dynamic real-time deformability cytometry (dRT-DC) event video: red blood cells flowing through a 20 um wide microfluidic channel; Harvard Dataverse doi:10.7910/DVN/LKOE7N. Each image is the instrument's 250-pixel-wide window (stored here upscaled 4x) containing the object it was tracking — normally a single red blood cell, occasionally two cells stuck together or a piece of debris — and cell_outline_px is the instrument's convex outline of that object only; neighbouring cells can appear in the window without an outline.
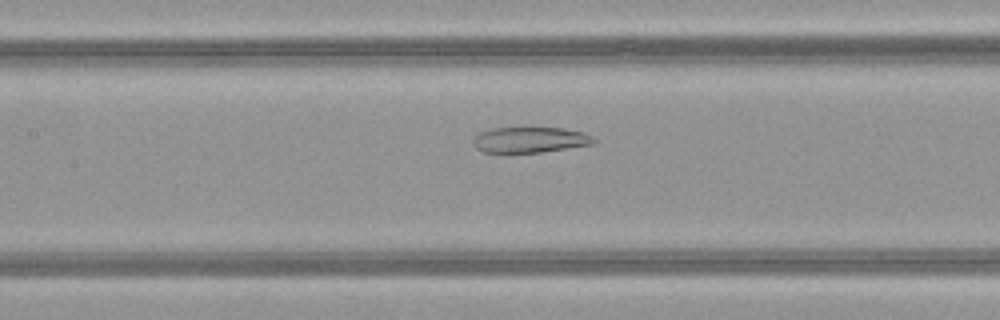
{"species": "common noctule bat (a hibernating species)", "species_latin": "Nyctalus noctula", "temperature_condition": "warm", "stored_images_in_passage": 46, "camera_frame_rate_fps": 3000, "um_per_image_px": 0.085, "animal": {"sex": "female", "body_mass_g": 21.9}, "frame": {"image": 1, "passage_image": 19, "time_ms": 6.0, "image_size_px": [1000, 320], "cell_outline_px": [[596, 144], [540, 152], [484, 152], [476, 148], [472, 144], [472, 140], [480, 132], [492, 128], [528, 124], [564, 128], [584, 132], [592, 136], [596, 140]], "centroid_in_image_um": [45.07, 11.82], "position_along_channel_um": 162.3, "area_um2": 19.07}}
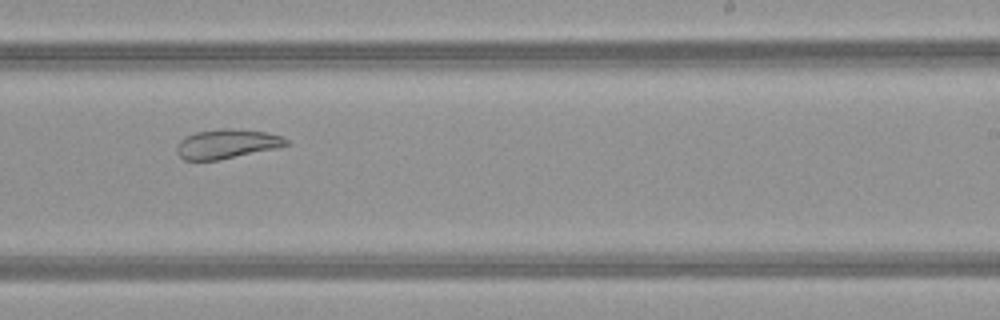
{"frame": {"image": 2, "passage_image": 27, "time_ms": 8.667, "image_size_px": [1000, 320], "cell_outline_px": [[288, 144], [276, 148], [220, 160], [184, 160], [176, 152], [176, 148], [180, 140], [184, 136], [196, 132], [220, 128], [232, 128], [264, 132], [280, 136], [288, 140]], "centroid_in_image_um": [19.23, 12.23], "position_along_channel_um": 269.8, "area_um2": 18.67}}
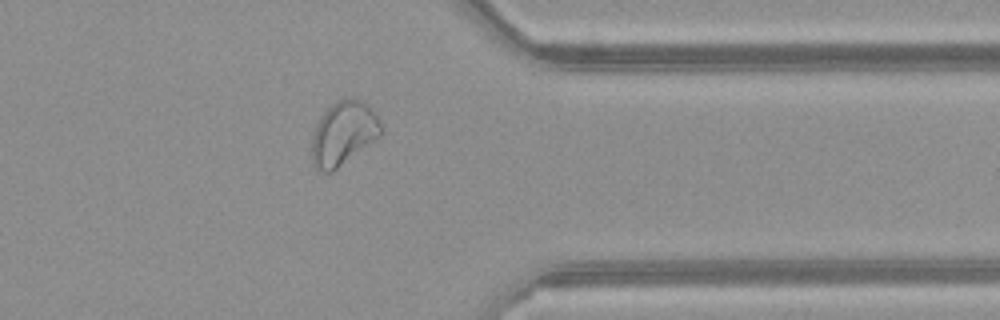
{"frame": {"image": 3, "passage_image": 36, "time_ms": 11.667, "image_size_px": [1000, 320], "cell_outline_px": [[384, 132], [380, 136], [332, 172], [316, 172], [312, 164], [312, 136], [316, 124], [320, 116], [336, 100], [348, 96], [356, 96], [364, 100], [376, 112], [384, 128]], "centroid_in_image_um": [29.21, 11.29], "position_along_channel_um": 382.2, "area_um2": 26.47}, "authors_computed_cell_mechanics": {"area_um2": 26.6169, "velocity_mm_per_s": 4.0436, "shape_relaxation_time_tau1_ms": null, "shape_relaxation_time_tau2_ms": 3.5086, "deformation_change_tau1": null, "deformation_change_tau2": 0.1081}}